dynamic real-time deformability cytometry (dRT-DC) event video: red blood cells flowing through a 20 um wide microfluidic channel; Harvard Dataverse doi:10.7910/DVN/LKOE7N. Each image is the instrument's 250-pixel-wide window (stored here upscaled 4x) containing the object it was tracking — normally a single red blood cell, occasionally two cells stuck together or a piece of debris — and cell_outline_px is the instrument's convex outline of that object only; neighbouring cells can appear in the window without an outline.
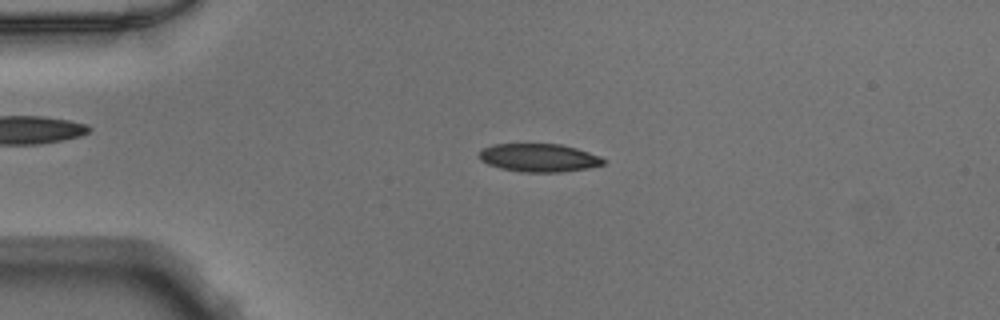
{"species": "Egyptian fruit bat (a non-hibernating species)", "species_latin": "Rousettus aegyptiacus", "temperature_condition": "warm", "stored_images_in_passage": 49, "camera_frame_rate_fps": 3000, "um_per_image_px": 0.085, "animal": {"sex": "male"}, "frame": {"image": 1, "passage_image": 11, "time_ms": 3.333, "image_size_px": [1000, 320], "cell_outline_px": [[604, 164], [588, 168], [560, 172], [520, 172], [500, 168], [488, 164], [480, 160], [476, 156], [484, 148], [492, 144], [560, 144], [576, 148], [600, 156], [604, 160]], "centroid_in_image_um": [45.77, 13.41], "position_along_channel_um": 39.2, "area_um2": 20.4}}
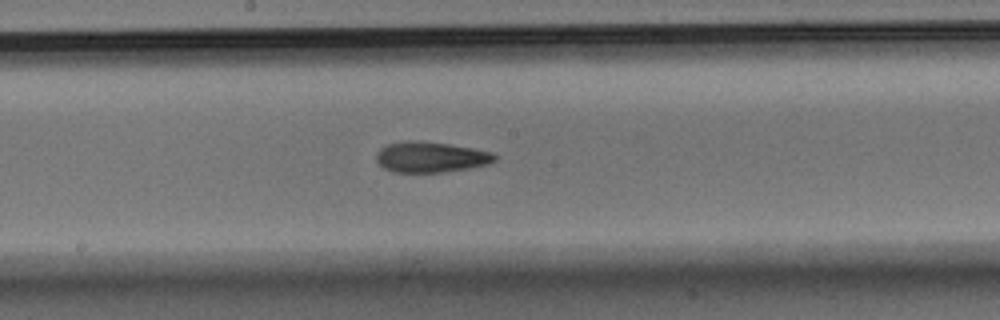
{"frame": {"image": 2, "passage_image": 26, "time_ms": 8.333, "image_size_px": [1000, 320], "cell_outline_px": [[496, 160], [488, 164], [468, 168], [444, 172], [392, 172], [384, 168], [376, 160], [376, 152], [380, 148], [388, 144], [404, 140], [416, 140], [448, 144], [472, 148], [492, 152], [496, 156]], "centroid_in_image_um": [36.58, 13.34], "position_along_channel_um": 211.6, "area_um2": 21.15}}
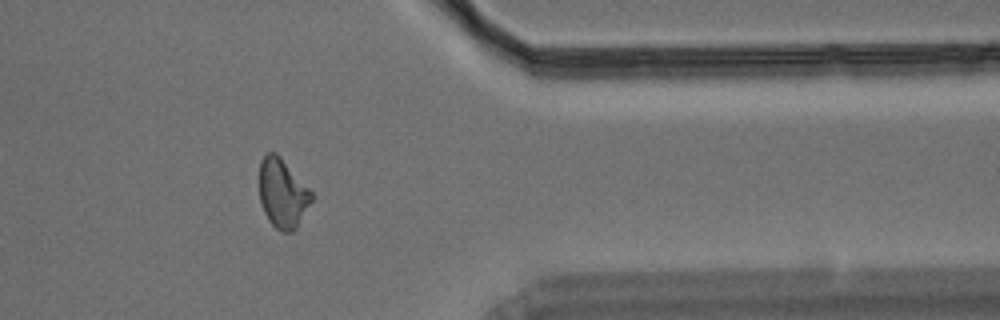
{"frame": {"image": 3, "passage_image": 40, "time_ms": 13.0, "image_size_px": [1000, 320], "cell_outline_px": [[312, 200], [296, 228], [292, 232], [280, 232], [268, 220], [264, 212], [260, 200], [260, 160], [268, 152], [276, 152], [280, 156], [312, 192]], "centroid_in_image_um": [24.0, 16.44], "position_along_channel_um": 387.4, "area_um2": 20.81}}